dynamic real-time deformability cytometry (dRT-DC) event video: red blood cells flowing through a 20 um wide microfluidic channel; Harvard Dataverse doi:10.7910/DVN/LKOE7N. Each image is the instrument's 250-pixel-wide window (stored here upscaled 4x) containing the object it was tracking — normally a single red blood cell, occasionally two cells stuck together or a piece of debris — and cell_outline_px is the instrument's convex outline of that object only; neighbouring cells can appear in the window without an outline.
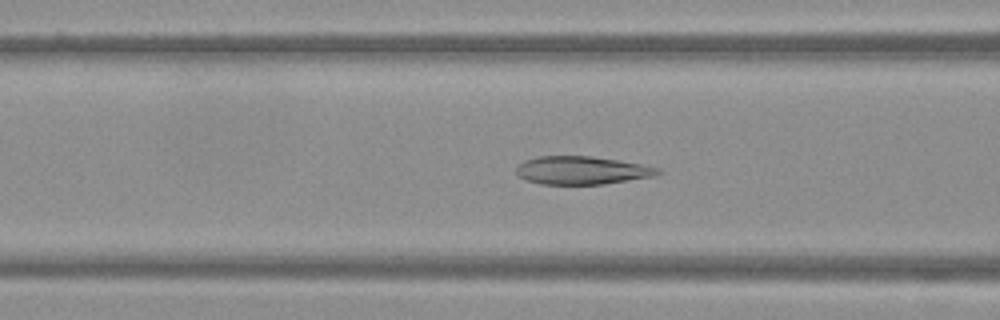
{"species": "Egyptian fruit bat (a non-hibernating species)", "species_latin": "Rousettus aegyptiacus", "temperature_condition": "warm", "stored_images_in_passage": 40, "camera_frame_rate_fps": 3000, "um_per_image_px": 0.085, "frame": {"image": 1, "passage_image": 10, "time_ms": 3.0, "image_size_px": [1000, 320], "cell_outline_px": [[664, 172], [656, 176], [604, 184], [540, 184], [524, 180], [516, 172], [516, 168], [524, 160], [536, 156], [592, 156], [640, 164], [660, 168]], "centroid_in_image_um": [49.47, 14.48], "position_along_channel_um": 117.1, "area_um2": 23.29}}
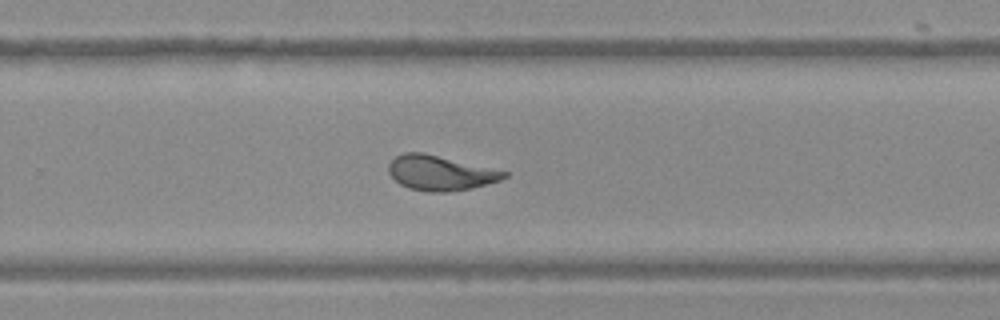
{"frame": {"image": 2, "passage_image": 23, "time_ms": 7.333, "image_size_px": [1000, 320], "cell_outline_px": [[508, 176], [500, 180], [472, 188], [448, 192], [428, 192], [408, 188], [400, 184], [388, 172], [388, 164], [396, 156], [404, 152], [424, 152], [508, 172]], "centroid_in_image_um": [37.4, 14.7], "position_along_channel_um": 292.4, "area_um2": 23.41}}
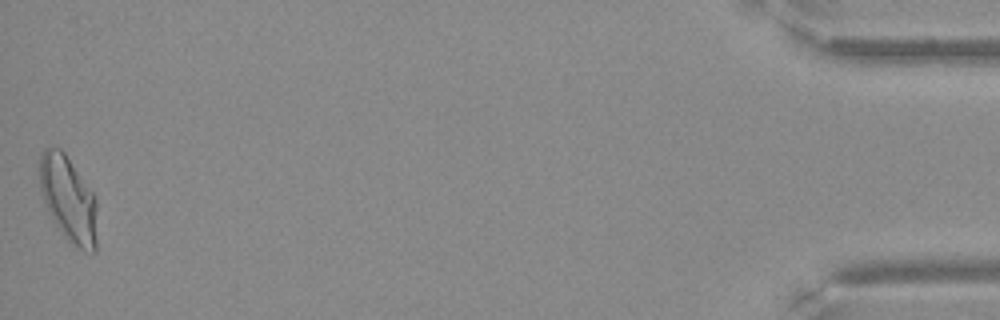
{"frame": {"image": 3, "passage_image": 40, "time_ms": 13.0, "image_size_px": [1000, 320], "cell_outline_px": [[96, 252], [84, 252], [72, 244], [64, 236], [56, 224], [44, 200], [40, 188], [40, 152], [44, 148], [60, 148], [64, 152], [92, 192], [96, 200]], "centroid_in_image_um": [5.82, 16.93], "position_along_channel_um": 429.4, "area_um2": 28.26}}